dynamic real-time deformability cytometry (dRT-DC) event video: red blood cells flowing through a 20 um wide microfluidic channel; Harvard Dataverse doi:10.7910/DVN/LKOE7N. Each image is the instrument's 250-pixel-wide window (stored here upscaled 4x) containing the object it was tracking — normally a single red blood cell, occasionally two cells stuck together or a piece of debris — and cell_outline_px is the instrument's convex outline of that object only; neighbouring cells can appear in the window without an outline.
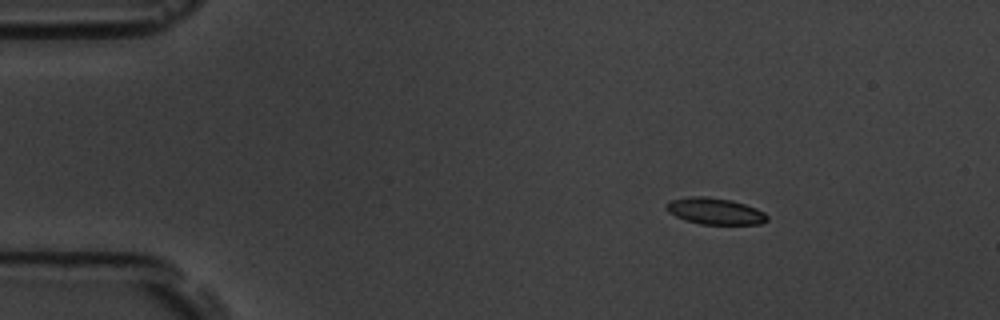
{"species": "common noctule bat (a hibernating species)", "species_latin": "Nyctalus noctula", "temperature_condition": "room temperature", "stored_images_in_passage": 4, "camera_frame_rate_fps": 3000, "um_per_image_px": 0.085, "animal": {"sex": "male", "body_mass_g": 19.5, "forearm_length_mm": 54.6}, "frame": {"image": 1, "passage_image": 1, "time_ms": 0.0, "image_size_px": [1000, 320], "cell_outline_px": [[768, 220], [760, 224], [700, 224], [684, 220], [668, 212], [664, 208], [664, 204], [668, 200], [692, 196], [704, 196], [732, 200], [756, 208], [764, 212], [768, 216]], "centroid_in_image_um": [60.73, 17.94], "position_along_channel_um": 24.3, "area_um2": 15.72}}